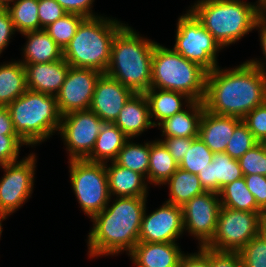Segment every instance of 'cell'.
<instances>
[{
    "mask_svg": "<svg viewBox=\"0 0 266 267\" xmlns=\"http://www.w3.org/2000/svg\"><path fill=\"white\" fill-rule=\"evenodd\" d=\"M194 139L195 138L169 137L163 138V140H158L164 144L176 163L179 164L184 155H186L188 149H190L191 143Z\"/></svg>",
    "mask_w": 266,
    "mask_h": 267,
    "instance_id": "obj_42",
    "label": "cell"
},
{
    "mask_svg": "<svg viewBox=\"0 0 266 267\" xmlns=\"http://www.w3.org/2000/svg\"><path fill=\"white\" fill-rule=\"evenodd\" d=\"M241 121L242 119L237 117L217 115L204 109L199 124L198 138L213 153L225 152L235 127Z\"/></svg>",
    "mask_w": 266,
    "mask_h": 267,
    "instance_id": "obj_18",
    "label": "cell"
},
{
    "mask_svg": "<svg viewBox=\"0 0 266 267\" xmlns=\"http://www.w3.org/2000/svg\"><path fill=\"white\" fill-rule=\"evenodd\" d=\"M259 142L248 129V126L241 121L234 129V133L228 143L225 153L233 159L241 158L248 150Z\"/></svg>",
    "mask_w": 266,
    "mask_h": 267,
    "instance_id": "obj_35",
    "label": "cell"
},
{
    "mask_svg": "<svg viewBox=\"0 0 266 267\" xmlns=\"http://www.w3.org/2000/svg\"><path fill=\"white\" fill-rule=\"evenodd\" d=\"M260 234L266 240V220H264V219H262V221H261Z\"/></svg>",
    "mask_w": 266,
    "mask_h": 267,
    "instance_id": "obj_49",
    "label": "cell"
},
{
    "mask_svg": "<svg viewBox=\"0 0 266 267\" xmlns=\"http://www.w3.org/2000/svg\"><path fill=\"white\" fill-rule=\"evenodd\" d=\"M27 38L23 50V65L49 63L63 58V50L44 30H35L22 34Z\"/></svg>",
    "mask_w": 266,
    "mask_h": 267,
    "instance_id": "obj_24",
    "label": "cell"
},
{
    "mask_svg": "<svg viewBox=\"0 0 266 267\" xmlns=\"http://www.w3.org/2000/svg\"><path fill=\"white\" fill-rule=\"evenodd\" d=\"M243 176H266V143H258L238 159Z\"/></svg>",
    "mask_w": 266,
    "mask_h": 267,
    "instance_id": "obj_36",
    "label": "cell"
},
{
    "mask_svg": "<svg viewBox=\"0 0 266 267\" xmlns=\"http://www.w3.org/2000/svg\"><path fill=\"white\" fill-rule=\"evenodd\" d=\"M196 253H185L181 256L178 267H211L209 262V248L198 246Z\"/></svg>",
    "mask_w": 266,
    "mask_h": 267,
    "instance_id": "obj_45",
    "label": "cell"
},
{
    "mask_svg": "<svg viewBox=\"0 0 266 267\" xmlns=\"http://www.w3.org/2000/svg\"><path fill=\"white\" fill-rule=\"evenodd\" d=\"M114 162L127 169L140 173L148 182L150 141L144 142V144H136L129 139L118 153Z\"/></svg>",
    "mask_w": 266,
    "mask_h": 267,
    "instance_id": "obj_31",
    "label": "cell"
},
{
    "mask_svg": "<svg viewBox=\"0 0 266 267\" xmlns=\"http://www.w3.org/2000/svg\"><path fill=\"white\" fill-rule=\"evenodd\" d=\"M67 13H74L85 18L100 16L92 12L94 0H56Z\"/></svg>",
    "mask_w": 266,
    "mask_h": 267,
    "instance_id": "obj_44",
    "label": "cell"
},
{
    "mask_svg": "<svg viewBox=\"0 0 266 267\" xmlns=\"http://www.w3.org/2000/svg\"><path fill=\"white\" fill-rule=\"evenodd\" d=\"M84 16L74 13H67L62 18L56 20L44 30L64 50L71 39L75 36Z\"/></svg>",
    "mask_w": 266,
    "mask_h": 267,
    "instance_id": "obj_33",
    "label": "cell"
},
{
    "mask_svg": "<svg viewBox=\"0 0 266 267\" xmlns=\"http://www.w3.org/2000/svg\"><path fill=\"white\" fill-rule=\"evenodd\" d=\"M114 124L129 138L140 136L154 127L150 119L149 102L144 93H134L124 104Z\"/></svg>",
    "mask_w": 266,
    "mask_h": 267,
    "instance_id": "obj_21",
    "label": "cell"
},
{
    "mask_svg": "<svg viewBox=\"0 0 266 267\" xmlns=\"http://www.w3.org/2000/svg\"><path fill=\"white\" fill-rule=\"evenodd\" d=\"M8 218V215L5 214L4 212H1L0 211V238H1V235H2V232H3V228H2V221L7 219Z\"/></svg>",
    "mask_w": 266,
    "mask_h": 267,
    "instance_id": "obj_51",
    "label": "cell"
},
{
    "mask_svg": "<svg viewBox=\"0 0 266 267\" xmlns=\"http://www.w3.org/2000/svg\"><path fill=\"white\" fill-rule=\"evenodd\" d=\"M124 25L110 16L85 18L63 50L64 60L71 67L90 68L105 73L110 62L113 38Z\"/></svg>",
    "mask_w": 266,
    "mask_h": 267,
    "instance_id": "obj_5",
    "label": "cell"
},
{
    "mask_svg": "<svg viewBox=\"0 0 266 267\" xmlns=\"http://www.w3.org/2000/svg\"><path fill=\"white\" fill-rule=\"evenodd\" d=\"M220 209L219 193L212 191H205L182 206L184 231L199 241V247L212 239Z\"/></svg>",
    "mask_w": 266,
    "mask_h": 267,
    "instance_id": "obj_13",
    "label": "cell"
},
{
    "mask_svg": "<svg viewBox=\"0 0 266 267\" xmlns=\"http://www.w3.org/2000/svg\"><path fill=\"white\" fill-rule=\"evenodd\" d=\"M70 182L81 210L90 220L111 201L105 163L69 160Z\"/></svg>",
    "mask_w": 266,
    "mask_h": 267,
    "instance_id": "obj_8",
    "label": "cell"
},
{
    "mask_svg": "<svg viewBox=\"0 0 266 267\" xmlns=\"http://www.w3.org/2000/svg\"><path fill=\"white\" fill-rule=\"evenodd\" d=\"M144 94L149 102L150 119L154 127L163 120L181 112L192 102L190 97L178 91L150 88ZM153 117L157 121H152Z\"/></svg>",
    "mask_w": 266,
    "mask_h": 267,
    "instance_id": "obj_25",
    "label": "cell"
},
{
    "mask_svg": "<svg viewBox=\"0 0 266 267\" xmlns=\"http://www.w3.org/2000/svg\"><path fill=\"white\" fill-rule=\"evenodd\" d=\"M262 219L266 220V208L262 211Z\"/></svg>",
    "mask_w": 266,
    "mask_h": 267,
    "instance_id": "obj_52",
    "label": "cell"
},
{
    "mask_svg": "<svg viewBox=\"0 0 266 267\" xmlns=\"http://www.w3.org/2000/svg\"><path fill=\"white\" fill-rule=\"evenodd\" d=\"M175 37L173 49L187 60L207 72L218 67L217 55L222 48L189 9L179 16Z\"/></svg>",
    "mask_w": 266,
    "mask_h": 267,
    "instance_id": "obj_9",
    "label": "cell"
},
{
    "mask_svg": "<svg viewBox=\"0 0 266 267\" xmlns=\"http://www.w3.org/2000/svg\"><path fill=\"white\" fill-rule=\"evenodd\" d=\"M242 121L259 143H266V102L248 112Z\"/></svg>",
    "mask_w": 266,
    "mask_h": 267,
    "instance_id": "obj_38",
    "label": "cell"
},
{
    "mask_svg": "<svg viewBox=\"0 0 266 267\" xmlns=\"http://www.w3.org/2000/svg\"><path fill=\"white\" fill-rule=\"evenodd\" d=\"M64 58L49 63L24 65L27 89L56 96L69 70Z\"/></svg>",
    "mask_w": 266,
    "mask_h": 267,
    "instance_id": "obj_17",
    "label": "cell"
},
{
    "mask_svg": "<svg viewBox=\"0 0 266 267\" xmlns=\"http://www.w3.org/2000/svg\"><path fill=\"white\" fill-rule=\"evenodd\" d=\"M67 12L56 0H38L40 30L62 18Z\"/></svg>",
    "mask_w": 266,
    "mask_h": 267,
    "instance_id": "obj_40",
    "label": "cell"
},
{
    "mask_svg": "<svg viewBox=\"0 0 266 267\" xmlns=\"http://www.w3.org/2000/svg\"><path fill=\"white\" fill-rule=\"evenodd\" d=\"M36 154L31 153L17 162L0 165L4 175L0 179V211L8 216L31 197L36 171Z\"/></svg>",
    "mask_w": 266,
    "mask_h": 267,
    "instance_id": "obj_12",
    "label": "cell"
},
{
    "mask_svg": "<svg viewBox=\"0 0 266 267\" xmlns=\"http://www.w3.org/2000/svg\"><path fill=\"white\" fill-rule=\"evenodd\" d=\"M183 254L177 242L139 241L128 256L136 267H178Z\"/></svg>",
    "mask_w": 266,
    "mask_h": 267,
    "instance_id": "obj_19",
    "label": "cell"
},
{
    "mask_svg": "<svg viewBox=\"0 0 266 267\" xmlns=\"http://www.w3.org/2000/svg\"><path fill=\"white\" fill-rule=\"evenodd\" d=\"M263 6L266 5V0H258Z\"/></svg>",
    "mask_w": 266,
    "mask_h": 267,
    "instance_id": "obj_53",
    "label": "cell"
},
{
    "mask_svg": "<svg viewBox=\"0 0 266 267\" xmlns=\"http://www.w3.org/2000/svg\"><path fill=\"white\" fill-rule=\"evenodd\" d=\"M262 212L222 207L212 239L205 245L216 251L238 252L260 234Z\"/></svg>",
    "mask_w": 266,
    "mask_h": 267,
    "instance_id": "obj_10",
    "label": "cell"
},
{
    "mask_svg": "<svg viewBox=\"0 0 266 267\" xmlns=\"http://www.w3.org/2000/svg\"><path fill=\"white\" fill-rule=\"evenodd\" d=\"M15 0H0L1 8H8Z\"/></svg>",
    "mask_w": 266,
    "mask_h": 267,
    "instance_id": "obj_50",
    "label": "cell"
},
{
    "mask_svg": "<svg viewBox=\"0 0 266 267\" xmlns=\"http://www.w3.org/2000/svg\"><path fill=\"white\" fill-rule=\"evenodd\" d=\"M105 122L93 111L81 110L61 116L58 134L62 137L68 160H84L92 152Z\"/></svg>",
    "mask_w": 266,
    "mask_h": 267,
    "instance_id": "obj_11",
    "label": "cell"
},
{
    "mask_svg": "<svg viewBox=\"0 0 266 267\" xmlns=\"http://www.w3.org/2000/svg\"><path fill=\"white\" fill-rule=\"evenodd\" d=\"M254 29H257L259 30L258 32H260L259 33L260 45L265 59L257 60L258 58H255L247 61L252 65L266 71V12L265 11L257 18ZM262 60H264L265 62Z\"/></svg>",
    "mask_w": 266,
    "mask_h": 267,
    "instance_id": "obj_47",
    "label": "cell"
},
{
    "mask_svg": "<svg viewBox=\"0 0 266 267\" xmlns=\"http://www.w3.org/2000/svg\"><path fill=\"white\" fill-rule=\"evenodd\" d=\"M204 109L203 101H192L184 110L157 125L161 129V136H164V138H197Z\"/></svg>",
    "mask_w": 266,
    "mask_h": 267,
    "instance_id": "obj_23",
    "label": "cell"
},
{
    "mask_svg": "<svg viewBox=\"0 0 266 267\" xmlns=\"http://www.w3.org/2000/svg\"><path fill=\"white\" fill-rule=\"evenodd\" d=\"M102 74L95 69L70 66L56 95L60 115L90 109L96 83Z\"/></svg>",
    "mask_w": 266,
    "mask_h": 267,
    "instance_id": "obj_14",
    "label": "cell"
},
{
    "mask_svg": "<svg viewBox=\"0 0 266 267\" xmlns=\"http://www.w3.org/2000/svg\"><path fill=\"white\" fill-rule=\"evenodd\" d=\"M25 145L18 135H0V165L17 162L20 148Z\"/></svg>",
    "mask_w": 266,
    "mask_h": 267,
    "instance_id": "obj_39",
    "label": "cell"
},
{
    "mask_svg": "<svg viewBox=\"0 0 266 267\" xmlns=\"http://www.w3.org/2000/svg\"><path fill=\"white\" fill-rule=\"evenodd\" d=\"M249 191L255 197L257 205L264 210L266 208V176L251 174L244 176Z\"/></svg>",
    "mask_w": 266,
    "mask_h": 267,
    "instance_id": "obj_41",
    "label": "cell"
},
{
    "mask_svg": "<svg viewBox=\"0 0 266 267\" xmlns=\"http://www.w3.org/2000/svg\"><path fill=\"white\" fill-rule=\"evenodd\" d=\"M156 42L142 37L128 24L115 35L105 74L130 88L145 93L151 86V67Z\"/></svg>",
    "mask_w": 266,
    "mask_h": 267,
    "instance_id": "obj_3",
    "label": "cell"
},
{
    "mask_svg": "<svg viewBox=\"0 0 266 267\" xmlns=\"http://www.w3.org/2000/svg\"><path fill=\"white\" fill-rule=\"evenodd\" d=\"M203 102L213 114L243 119L266 102V71L248 61L231 69L218 66L207 73Z\"/></svg>",
    "mask_w": 266,
    "mask_h": 267,
    "instance_id": "obj_1",
    "label": "cell"
},
{
    "mask_svg": "<svg viewBox=\"0 0 266 267\" xmlns=\"http://www.w3.org/2000/svg\"><path fill=\"white\" fill-rule=\"evenodd\" d=\"M184 232L181 206L165 201L162 206L156 208L149 215L145 207L139 241L173 243Z\"/></svg>",
    "mask_w": 266,
    "mask_h": 267,
    "instance_id": "obj_15",
    "label": "cell"
},
{
    "mask_svg": "<svg viewBox=\"0 0 266 267\" xmlns=\"http://www.w3.org/2000/svg\"><path fill=\"white\" fill-rule=\"evenodd\" d=\"M150 88L178 91L192 101H203L206 94L207 71L187 60L173 48L155 44Z\"/></svg>",
    "mask_w": 266,
    "mask_h": 267,
    "instance_id": "obj_7",
    "label": "cell"
},
{
    "mask_svg": "<svg viewBox=\"0 0 266 267\" xmlns=\"http://www.w3.org/2000/svg\"><path fill=\"white\" fill-rule=\"evenodd\" d=\"M0 135H17L7 106H0Z\"/></svg>",
    "mask_w": 266,
    "mask_h": 267,
    "instance_id": "obj_48",
    "label": "cell"
},
{
    "mask_svg": "<svg viewBox=\"0 0 266 267\" xmlns=\"http://www.w3.org/2000/svg\"><path fill=\"white\" fill-rule=\"evenodd\" d=\"M197 175L204 190L215 193H219L234 180L244 177L238 159L231 158L225 152L214 153L212 162Z\"/></svg>",
    "mask_w": 266,
    "mask_h": 267,
    "instance_id": "obj_20",
    "label": "cell"
},
{
    "mask_svg": "<svg viewBox=\"0 0 266 267\" xmlns=\"http://www.w3.org/2000/svg\"><path fill=\"white\" fill-rule=\"evenodd\" d=\"M178 169V164L160 140L150 141V163L148 168V183L164 185Z\"/></svg>",
    "mask_w": 266,
    "mask_h": 267,
    "instance_id": "obj_29",
    "label": "cell"
},
{
    "mask_svg": "<svg viewBox=\"0 0 266 267\" xmlns=\"http://www.w3.org/2000/svg\"><path fill=\"white\" fill-rule=\"evenodd\" d=\"M211 267H243L238 252L216 251L209 248Z\"/></svg>",
    "mask_w": 266,
    "mask_h": 267,
    "instance_id": "obj_43",
    "label": "cell"
},
{
    "mask_svg": "<svg viewBox=\"0 0 266 267\" xmlns=\"http://www.w3.org/2000/svg\"><path fill=\"white\" fill-rule=\"evenodd\" d=\"M105 163L111 197H148L147 179L138 172L116 164Z\"/></svg>",
    "mask_w": 266,
    "mask_h": 267,
    "instance_id": "obj_22",
    "label": "cell"
},
{
    "mask_svg": "<svg viewBox=\"0 0 266 267\" xmlns=\"http://www.w3.org/2000/svg\"><path fill=\"white\" fill-rule=\"evenodd\" d=\"M189 10L224 49L254 30L264 6L259 1L197 0Z\"/></svg>",
    "mask_w": 266,
    "mask_h": 267,
    "instance_id": "obj_4",
    "label": "cell"
},
{
    "mask_svg": "<svg viewBox=\"0 0 266 267\" xmlns=\"http://www.w3.org/2000/svg\"><path fill=\"white\" fill-rule=\"evenodd\" d=\"M213 154L205 143L197 137L192 141L190 149H188L178 167L192 174H198L212 162Z\"/></svg>",
    "mask_w": 266,
    "mask_h": 267,
    "instance_id": "obj_34",
    "label": "cell"
},
{
    "mask_svg": "<svg viewBox=\"0 0 266 267\" xmlns=\"http://www.w3.org/2000/svg\"><path fill=\"white\" fill-rule=\"evenodd\" d=\"M27 90L26 72L20 60L0 64V106H8Z\"/></svg>",
    "mask_w": 266,
    "mask_h": 267,
    "instance_id": "obj_27",
    "label": "cell"
},
{
    "mask_svg": "<svg viewBox=\"0 0 266 267\" xmlns=\"http://www.w3.org/2000/svg\"><path fill=\"white\" fill-rule=\"evenodd\" d=\"M16 32L10 12L7 8L0 9V54L8 46L11 36Z\"/></svg>",
    "mask_w": 266,
    "mask_h": 267,
    "instance_id": "obj_46",
    "label": "cell"
},
{
    "mask_svg": "<svg viewBox=\"0 0 266 267\" xmlns=\"http://www.w3.org/2000/svg\"><path fill=\"white\" fill-rule=\"evenodd\" d=\"M147 197H116L91 221L93 228L88 233L90 258L104 255L129 254L139 242L142 216ZM110 204V205H109Z\"/></svg>",
    "mask_w": 266,
    "mask_h": 267,
    "instance_id": "obj_2",
    "label": "cell"
},
{
    "mask_svg": "<svg viewBox=\"0 0 266 267\" xmlns=\"http://www.w3.org/2000/svg\"><path fill=\"white\" fill-rule=\"evenodd\" d=\"M16 32L40 30L38 0H15L8 8Z\"/></svg>",
    "mask_w": 266,
    "mask_h": 267,
    "instance_id": "obj_32",
    "label": "cell"
},
{
    "mask_svg": "<svg viewBox=\"0 0 266 267\" xmlns=\"http://www.w3.org/2000/svg\"><path fill=\"white\" fill-rule=\"evenodd\" d=\"M128 140L129 138L114 123H105L92 152L85 160L98 163L114 161Z\"/></svg>",
    "mask_w": 266,
    "mask_h": 267,
    "instance_id": "obj_26",
    "label": "cell"
},
{
    "mask_svg": "<svg viewBox=\"0 0 266 267\" xmlns=\"http://www.w3.org/2000/svg\"><path fill=\"white\" fill-rule=\"evenodd\" d=\"M243 267H266V240L259 234L238 251Z\"/></svg>",
    "mask_w": 266,
    "mask_h": 267,
    "instance_id": "obj_37",
    "label": "cell"
},
{
    "mask_svg": "<svg viewBox=\"0 0 266 267\" xmlns=\"http://www.w3.org/2000/svg\"><path fill=\"white\" fill-rule=\"evenodd\" d=\"M219 198L222 207L249 212L263 211L247 188L244 177L224 186L219 192Z\"/></svg>",
    "mask_w": 266,
    "mask_h": 267,
    "instance_id": "obj_30",
    "label": "cell"
},
{
    "mask_svg": "<svg viewBox=\"0 0 266 267\" xmlns=\"http://www.w3.org/2000/svg\"><path fill=\"white\" fill-rule=\"evenodd\" d=\"M169 187V197L166 202L183 206L193 197L203 194L204 188L201 186L200 179L197 174H192L189 171L178 169L164 183Z\"/></svg>",
    "mask_w": 266,
    "mask_h": 267,
    "instance_id": "obj_28",
    "label": "cell"
},
{
    "mask_svg": "<svg viewBox=\"0 0 266 267\" xmlns=\"http://www.w3.org/2000/svg\"><path fill=\"white\" fill-rule=\"evenodd\" d=\"M133 94L130 88L103 73L96 83L90 110L105 123H114Z\"/></svg>",
    "mask_w": 266,
    "mask_h": 267,
    "instance_id": "obj_16",
    "label": "cell"
},
{
    "mask_svg": "<svg viewBox=\"0 0 266 267\" xmlns=\"http://www.w3.org/2000/svg\"><path fill=\"white\" fill-rule=\"evenodd\" d=\"M7 108L15 132L28 146L47 141L60 128L61 115L54 95L27 90Z\"/></svg>",
    "mask_w": 266,
    "mask_h": 267,
    "instance_id": "obj_6",
    "label": "cell"
}]
</instances>
